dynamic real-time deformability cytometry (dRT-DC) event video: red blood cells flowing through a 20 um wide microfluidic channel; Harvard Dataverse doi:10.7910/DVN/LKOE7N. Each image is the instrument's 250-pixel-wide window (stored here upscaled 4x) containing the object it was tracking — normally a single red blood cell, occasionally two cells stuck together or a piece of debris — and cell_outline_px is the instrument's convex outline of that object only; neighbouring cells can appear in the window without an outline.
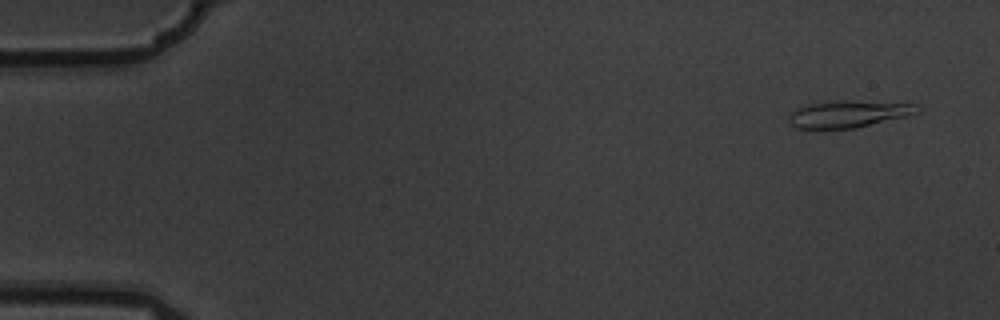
{"species": "common noctule bat (a hibernating species)", "species_latin": "Nyctalus noctula", "temperature_condition": "warm", "stored_images_in_passage": 4, "camera_frame_rate_fps": 3000, "um_per_image_px": 0.085, "animal": {"sex": "male", "body_mass_g": 19.5, "forearm_length_mm": 54.6}, "frame": {"image": 1, "passage_image": 1, "time_ms": 0.0, "image_size_px": [1000, 320], "cell_outline_px": [[920, 108], [916, 112], [904, 116], [856, 128], [796, 128], [788, 120], [788, 112], [796, 108], [808, 104], [824, 100], [844, 100], [912, 104]], "centroid_in_image_um": [71.99, 9.67], "position_along_channel_um": 13.0, "area_um2": 20.0}}